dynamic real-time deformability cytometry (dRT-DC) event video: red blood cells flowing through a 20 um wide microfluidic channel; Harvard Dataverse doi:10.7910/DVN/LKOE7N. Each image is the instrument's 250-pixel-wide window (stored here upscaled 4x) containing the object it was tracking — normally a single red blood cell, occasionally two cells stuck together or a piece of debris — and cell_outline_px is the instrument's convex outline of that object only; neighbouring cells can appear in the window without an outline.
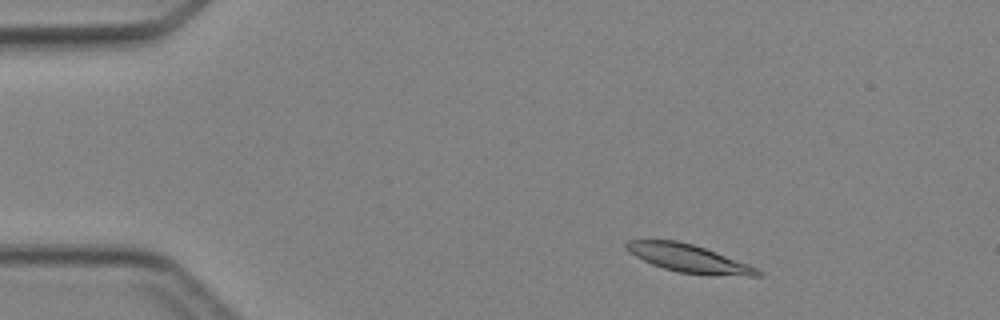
{"species": "Egyptian fruit bat (a non-hibernating species)", "species_latin": "Rousettus aegyptiacus", "temperature_condition": "cold", "stored_images_in_passage": 3, "camera_frame_rate_fps": 3000, "um_per_image_px": 0.085, "animal": {"sex": "female"}, "frame": {"image": 1, "passage_image": 1, "time_ms": 0.0, "image_size_px": [1000, 320], "cell_outline_px": [[764, 272], [760, 276], [748, 276], [676, 272], [652, 264], [628, 252], [624, 248], [624, 244], [628, 240], [676, 240], [692, 244], [716, 252], [748, 264]], "centroid_in_image_um": [58.5, 21.95], "position_along_channel_um": 26.5, "area_um2": 20.98}}
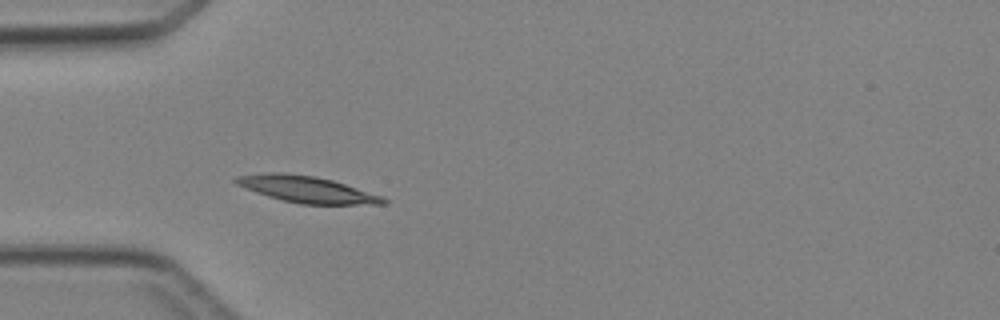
{"frame": {"image": 2, "passage_image": 3, "time_ms": 2.333, "image_size_px": [1000, 320], "cell_outline_px": [[388, 204], [300, 204], [268, 196], [256, 192], [236, 184], [232, 180], [236, 176], [272, 172], [284, 172], [312, 176], [332, 180], [380, 196], [388, 200]], "centroid_in_image_um": [26.04, 16.09], "position_along_channel_um": 59.0, "area_um2": 22.31}}